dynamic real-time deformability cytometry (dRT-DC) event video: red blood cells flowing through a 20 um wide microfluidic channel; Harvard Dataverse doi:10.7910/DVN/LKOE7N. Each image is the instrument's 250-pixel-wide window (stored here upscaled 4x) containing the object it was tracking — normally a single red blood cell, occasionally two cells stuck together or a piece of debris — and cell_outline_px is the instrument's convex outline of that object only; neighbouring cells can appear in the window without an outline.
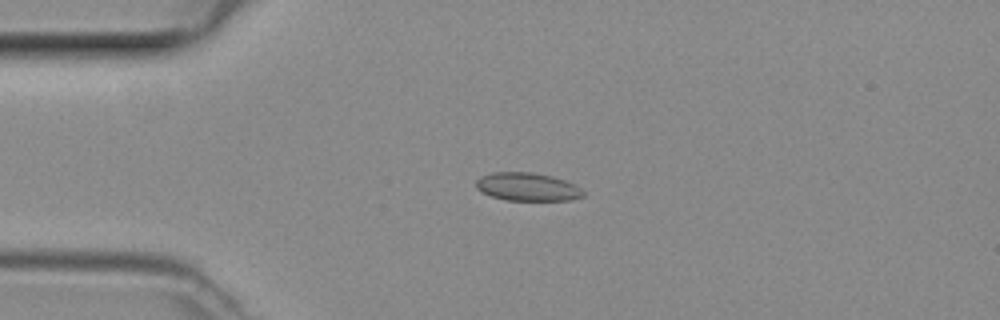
{"species": "common noctule bat (a hibernating species)", "species_latin": "Nyctalus noctula", "temperature_condition": "room temperature", "stored_images_in_passage": 11, "camera_frame_rate_fps": 3000, "um_per_image_px": 0.085, "animal": {"sex": "female", "body_mass_g": 29.2, "forearm_length_mm": 56.3}, "frame": {"image": 1, "passage_image": 5, "time_ms": 1.333, "image_size_px": [1000, 320], "cell_outline_px": [[584, 196], [572, 200], [504, 200], [480, 192], [476, 188], [476, 180], [480, 176], [492, 172], [532, 172], [552, 176], [564, 180], [580, 188], [584, 192]], "centroid_in_image_um": [44.79, 15.88], "position_along_channel_um": 40.2, "area_um2": 17.63}}
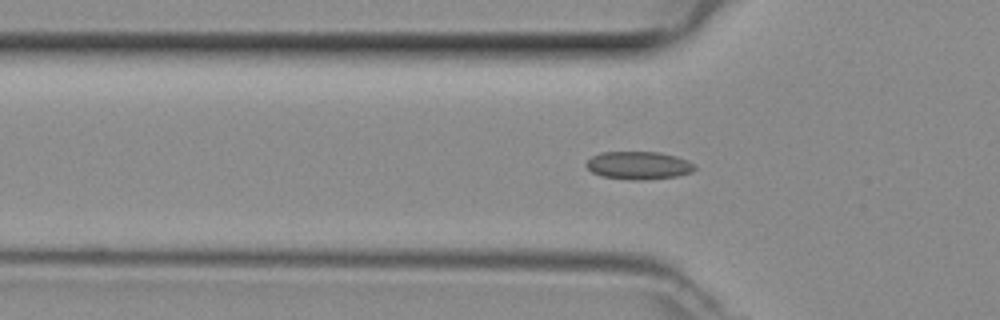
{"frame": {"image": 2, "passage_image": 9, "time_ms": 2.667, "image_size_px": [1000, 320], "cell_outline_px": [[696, 168], [692, 172], [676, 176], [644, 180], [628, 180], [600, 176], [592, 172], [584, 164], [592, 156], [600, 152], [660, 152], [676, 156], [688, 160]], "centroid_in_image_um": [54.25, 14.06], "position_along_channel_um": 71.5, "area_um2": 17.74}}